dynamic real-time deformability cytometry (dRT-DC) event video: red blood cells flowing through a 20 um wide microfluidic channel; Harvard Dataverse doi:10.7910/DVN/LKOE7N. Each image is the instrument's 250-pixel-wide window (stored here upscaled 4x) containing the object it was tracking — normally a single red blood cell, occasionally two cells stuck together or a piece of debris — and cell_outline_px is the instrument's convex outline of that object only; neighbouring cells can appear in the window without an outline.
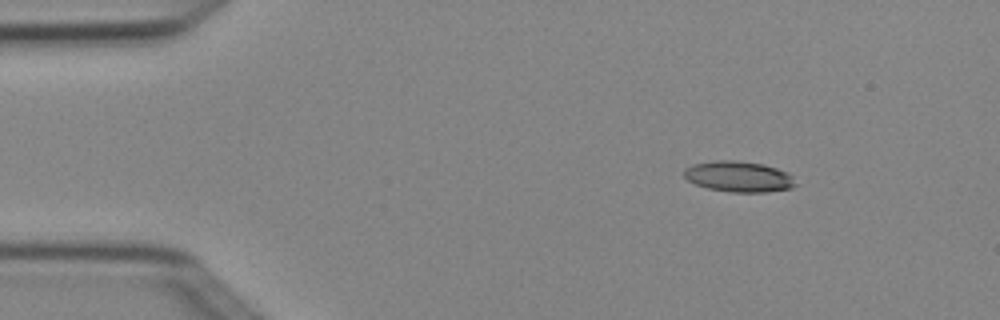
{"species": "Egyptian fruit bat (a non-hibernating species)", "species_latin": "Rousettus aegyptiacus", "temperature_condition": "cold", "stored_images_in_passage": 3, "camera_frame_rate_fps": 3000, "um_per_image_px": 0.085, "animal": {"sex": "female"}, "frame": {"image": 1, "passage_image": 1, "time_ms": 0.0, "image_size_px": [1000, 320], "cell_outline_px": [[796, 184], [792, 188], [768, 192], [732, 192], [708, 188], [696, 184], [688, 180], [684, 176], [684, 168], [692, 164], [716, 160], [732, 160], [764, 164], [788, 172], [792, 176]], "centroid_in_image_um": [62.79, 15.0], "position_along_channel_um": 22.2, "area_um2": 20.0}}